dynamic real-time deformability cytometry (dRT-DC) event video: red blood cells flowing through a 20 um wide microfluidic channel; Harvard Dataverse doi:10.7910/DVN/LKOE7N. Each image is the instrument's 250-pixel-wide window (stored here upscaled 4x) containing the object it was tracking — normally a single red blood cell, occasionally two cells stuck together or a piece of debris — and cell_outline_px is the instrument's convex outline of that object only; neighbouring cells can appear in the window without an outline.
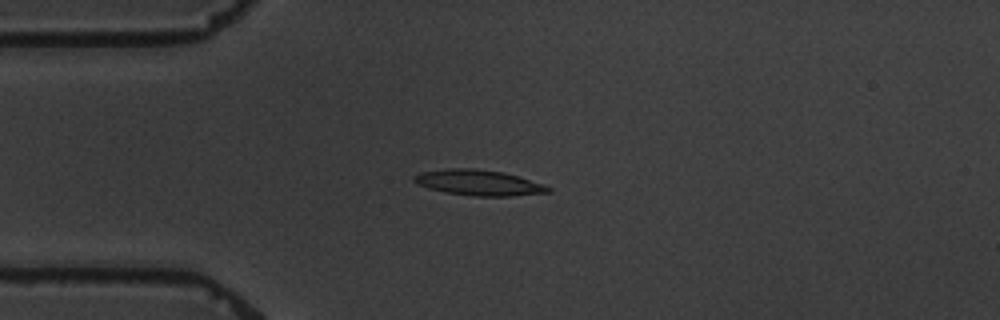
{"species": "common noctule bat (a hibernating species)", "species_latin": "Nyctalus noctula", "temperature_condition": "warm", "stored_images_in_passage": 4, "camera_frame_rate_fps": 3000, "um_per_image_px": 0.085, "animal": {"sex": "male", "body_mass_g": 19.5, "forearm_length_mm": 54.6}, "frame": {"image": 1, "passage_image": 3, "time_ms": 2.333, "image_size_px": [1000, 320], "cell_outline_px": [[552, 192], [512, 196], [472, 196], [448, 192], [428, 188], [416, 184], [412, 180], [412, 176], [420, 172], [448, 168], [476, 168], [504, 172], [544, 184], [552, 188]], "centroid_in_image_um": [40.69, 15.52], "position_along_channel_um": 44.3, "area_um2": 20.17}}